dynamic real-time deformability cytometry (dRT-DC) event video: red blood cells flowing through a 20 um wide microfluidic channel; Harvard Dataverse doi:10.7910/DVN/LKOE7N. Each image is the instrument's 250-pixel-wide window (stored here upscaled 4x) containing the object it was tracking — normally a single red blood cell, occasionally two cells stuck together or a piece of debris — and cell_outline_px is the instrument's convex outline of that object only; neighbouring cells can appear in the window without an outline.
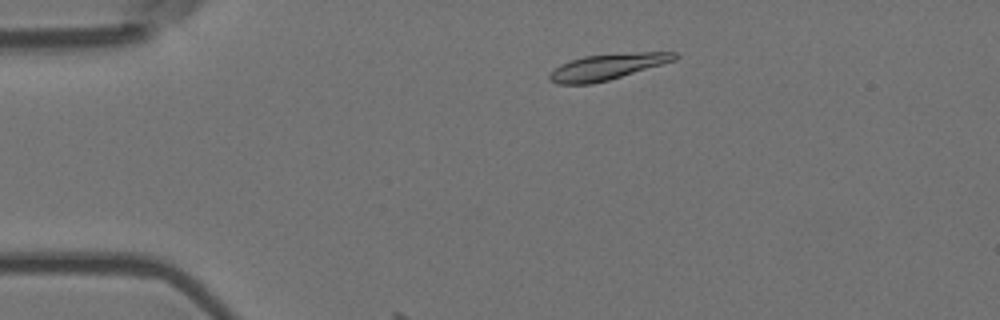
{"species": "Egyptian fruit bat (a non-hibernating species)", "species_latin": "Rousettus aegyptiacus", "temperature_condition": "room temperature", "stored_images_in_passage": 6, "camera_frame_rate_fps": 3000, "um_per_image_px": 0.085, "animal": {"sex": "female"}, "frame": {"image": 1, "passage_image": 1, "time_ms": 0.0, "image_size_px": [1000, 320], "cell_outline_px": [[680, 56], [676, 60], [608, 80], [592, 84], [556, 84], [548, 80], [548, 72], [560, 64], [584, 56], [636, 52], [676, 52]], "centroid_in_image_um": [51.58, 5.68], "position_along_channel_um": 33.4, "area_um2": 18.96}}